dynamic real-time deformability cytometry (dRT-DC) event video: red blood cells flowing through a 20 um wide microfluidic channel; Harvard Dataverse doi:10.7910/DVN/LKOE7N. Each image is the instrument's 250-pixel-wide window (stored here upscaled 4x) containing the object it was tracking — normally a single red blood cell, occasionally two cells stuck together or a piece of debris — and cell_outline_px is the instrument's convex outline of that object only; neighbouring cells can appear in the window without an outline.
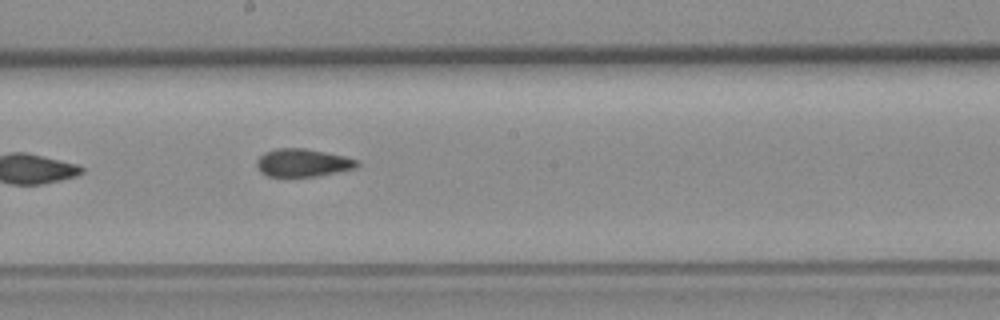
{"species": "common noctule bat (a hibernating species)", "species_latin": "Nyctalus noctula", "temperature_condition": "room temperature", "stored_images_in_passage": 8, "camera_frame_rate_fps": 3000, "um_per_image_px": 0.085, "animal": {"sex": "female", "body_mass_g": 19.3, "forearm_length_mm": 54.1}, "frame": {"image": 1, "passage_image": 8, "time_ms": 9.333, "image_size_px": [1000, 320], "cell_outline_px": [[360, 164], [356, 168], [316, 176], [268, 176], [260, 172], [256, 164], [256, 160], [264, 152], [276, 148], [304, 148], [344, 156], [356, 160]], "centroid_in_image_um": [25.7, 13.83], "position_along_channel_um": 222.5, "area_um2": 16.18}}